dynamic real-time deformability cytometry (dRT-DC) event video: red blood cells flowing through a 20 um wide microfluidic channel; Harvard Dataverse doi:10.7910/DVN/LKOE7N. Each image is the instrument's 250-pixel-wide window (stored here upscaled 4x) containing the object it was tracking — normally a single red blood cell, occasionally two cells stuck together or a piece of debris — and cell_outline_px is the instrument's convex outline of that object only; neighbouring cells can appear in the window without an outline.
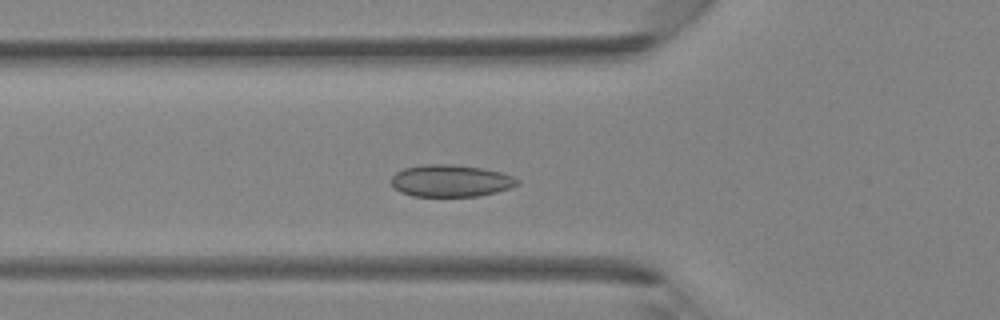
{"species": "Egyptian fruit bat (a non-hibernating species)", "species_latin": "Rousettus aegyptiacus", "temperature_condition": "room temperature", "stored_images_in_passage": 40, "camera_frame_rate_fps": 3000, "um_per_image_px": 0.085, "animal": {"sex": "female"}, "frame": {"image": 1, "passage_image": 13, "time_ms": 4.0, "image_size_px": [1000, 320], "cell_outline_px": [[520, 184], [496, 192], [476, 196], [412, 196], [400, 192], [392, 188], [392, 176], [396, 172], [404, 168], [424, 164], [452, 164], [480, 168], [500, 172], [512, 176], [520, 180]], "centroid_in_image_um": [38.28, 15.37], "position_along_channel_um": 87.5, "area_um2": 23.52}}
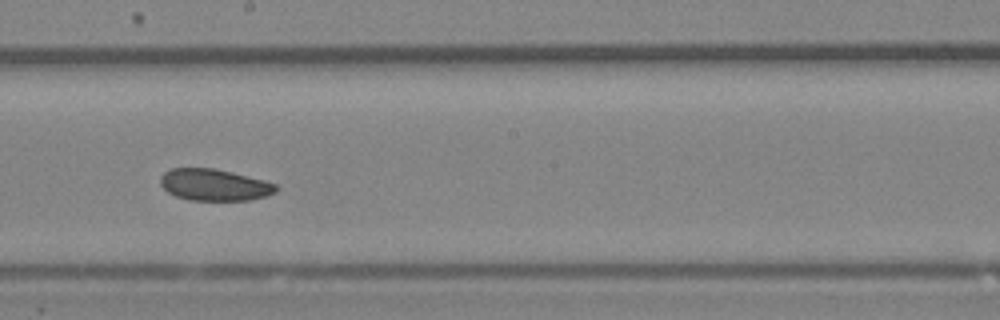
{"frame": {"image": 2, "passage_image": 22, "time_ms": 7.0, "image_size_px": [1000, 320], "cell_outline_px": [[280, 188], [276, 192], [252, 200], [188, 200], [176, 196], [168, 192], [160, 184], [160, 176], [164, 172], [172, 168], [212, 168], [232, 172], [264, 180], [276, 184]], "centroid_in_image_um": [18.22, 15.71], "position_along_channel_um": 230.0, "area_um2": 21.39}}
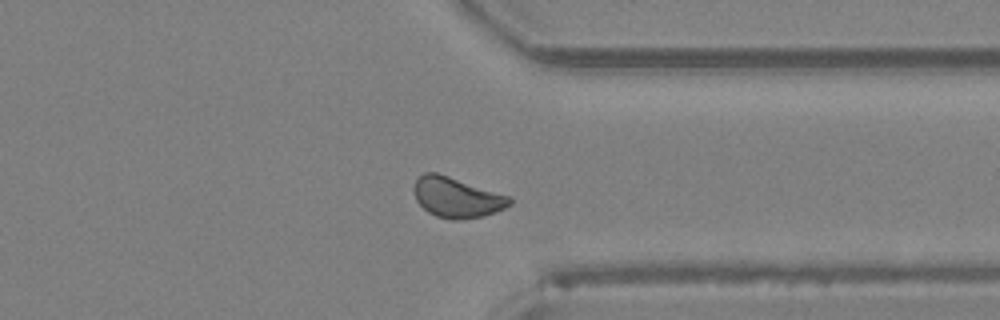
{"frame": {"image": 3, "passage_image": 31, "time_ms": 10.0, "image_size_px": [1000, 320], "cell_outline_px": [[512, 204], [496, 212], [484, 216], [456, 220], [452, 220], [436, 216], [428, 212], [416, 200], [412, 188], [416, 180], [424, 172], [436, 172], [512, 196]], "centroid_in_image_um": [38.84, 16.78], "position_along_channel_um": 372.6, "area_um2": 22.66}}